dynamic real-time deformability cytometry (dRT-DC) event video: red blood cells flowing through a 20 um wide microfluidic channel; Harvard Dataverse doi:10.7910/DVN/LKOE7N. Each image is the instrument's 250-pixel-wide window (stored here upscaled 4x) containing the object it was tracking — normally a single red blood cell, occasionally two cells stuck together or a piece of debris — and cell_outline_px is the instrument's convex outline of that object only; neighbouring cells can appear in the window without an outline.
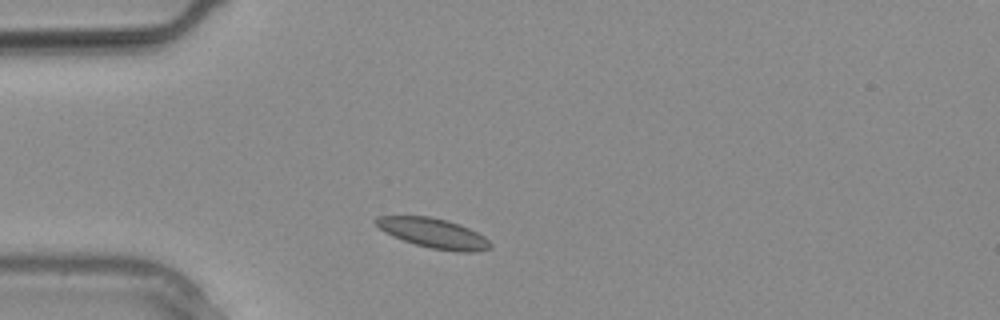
{"species": "common noctule bat (a hibernating species)", "species_latin": "Nyctalus noctula", "temperature_condition": "warm", "stored_images_in_passage": 9, "camera_frame_rate_fps": 3000, "um_per_image_px": 0.085, "animal": {"sex": "male", "body_mass_g": 20.4}, "frame": {"image": 1, "passage_image": 1, "time_ms": 0.0, "image_size_px": [1000, 320], "cell_outline_px": [[492, 248], [476, 252], [456, 252], [432, 248], [416, 244], [392, 236], [384, 232], [372, 220], [376, 216], [428, 216], [448, 220], [460, 224], [484, 236], [492, 244]], "centroid_in_image_um": [36.85, 19.82], "position_along_channel_um": 48.2, "area_um2": 19.88}}